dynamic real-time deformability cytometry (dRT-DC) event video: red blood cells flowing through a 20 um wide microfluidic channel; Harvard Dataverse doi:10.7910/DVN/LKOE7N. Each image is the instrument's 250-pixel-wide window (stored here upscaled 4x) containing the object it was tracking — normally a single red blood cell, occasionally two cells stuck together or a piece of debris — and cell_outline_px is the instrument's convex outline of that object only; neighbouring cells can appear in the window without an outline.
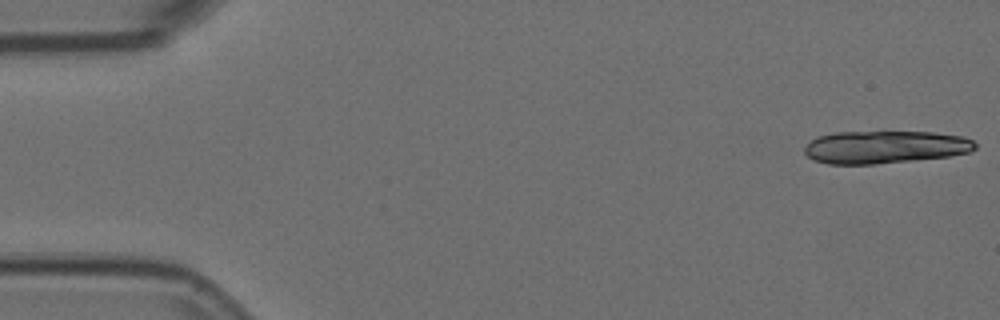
{"species": "Egyptian fruit bat (a non-hibernating species)", "species_latin": "Rousettus aegyptiacus", "temperature_condition": "room temperature", "stored_images_in_passage": 6, "camera_frame_rate_fps": 3000, "um_per_image_px": 0.085, "animal": {"sex": "female"}, "frame": {"image": 1, "passage_image": 1, "time_ms": 0.0, "image_size_px": [1000, 320], "cell_outline_px": [[976, 148], [968, 152], [948, 156], [872, 164], [828, 164], [816, 160], [808, 156], [804, 152], [804, 148], [816, 136], [836, 132], [932, 132], [964, 136], [972, 140], [976, 144]], "centroid_in_image_um": [75.22, 12.49], "position_along_channel_um": 9.8, "area_um2": 32.25}}
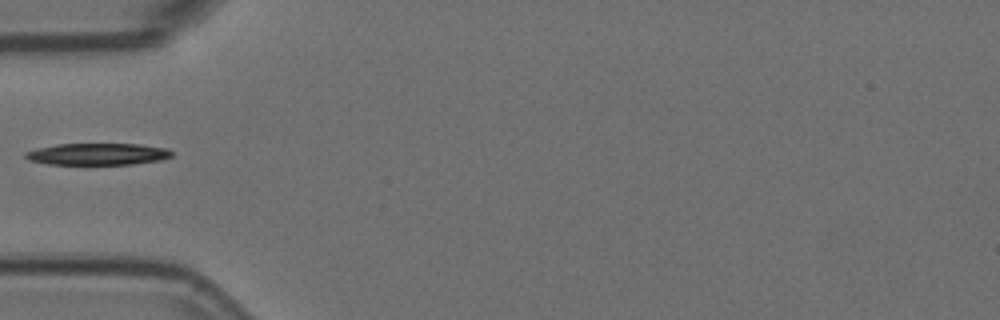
{"frame": {"image": 2, "passage_image": 5, "time_ms": 1.333, "image_size_px": [1000, 320], "cell_outline_px": [[172, 156], [160, 160], [132, 164], [48, 164], [28, 160], [24, 156], [24, 152], [56, 144], [140, 144], [164, 148], [172, 152]], "centroid_in_image_um": [8.27, 13.1], "position_along_channel_um": 76.7, "area_um2": 18.38}}
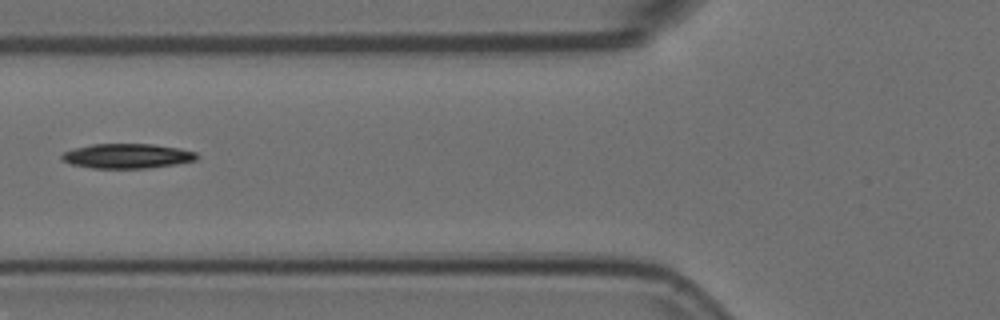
{"frame": {"image": 3, "passage_image": 6, "time_ms": 1.667, "image_size_px": [1000, 320], "cell_outline_px": [[200, 156], [196, 160], [176, 164], [148, 168], [92, 168], [72, 164], [60, 160], [60, 156], [64, 152], [72, 148], [92, 144], [152, 144], [180, 148], [196, 152]], "centroid_in_image_um": [10.81, 13.26], "position_along_channel_um": 115.0, "area_um2": 19.59}}